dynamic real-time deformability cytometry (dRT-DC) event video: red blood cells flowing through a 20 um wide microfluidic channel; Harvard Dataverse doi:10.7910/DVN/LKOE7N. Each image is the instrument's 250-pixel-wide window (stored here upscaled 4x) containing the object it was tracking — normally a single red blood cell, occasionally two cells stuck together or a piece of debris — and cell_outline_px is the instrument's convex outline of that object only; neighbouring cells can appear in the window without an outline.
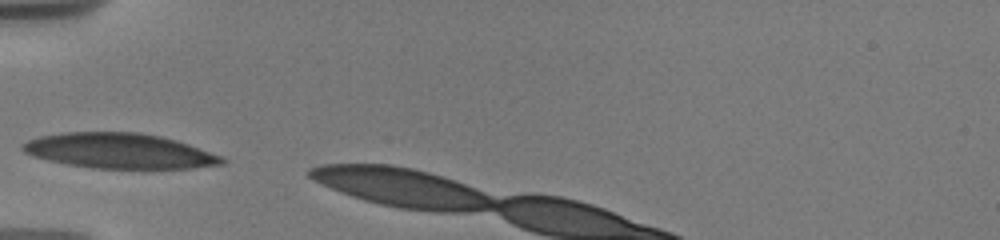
{"species": "human", "species_latin": "Homo sapiens", "temperature_condition": "warm", "stored_images_in_passage": 3, "camera_frame_rate_fps": 3000, "um_per_image_px": 0.085, "donor": {"sex": "male"}, "frame": {"image": 1, "passage_image": 1, "time_ms": 0.0, "image_size_px": [1000, 240], "cell_outline_px": [[228, 160], [224, 164], [192, 168], [92, 168], [68, 164], [48, 160], [32, 156], [24, 152], [20, 148], [20, 144], [36, 136], [64, 132], [140, 132], [160, 136], [176, 140], [224, 156]], "centroid_in_image_um": [10.14, 12.82], "position_along_channel_um": 74.9, "area_um2": 41.15}}